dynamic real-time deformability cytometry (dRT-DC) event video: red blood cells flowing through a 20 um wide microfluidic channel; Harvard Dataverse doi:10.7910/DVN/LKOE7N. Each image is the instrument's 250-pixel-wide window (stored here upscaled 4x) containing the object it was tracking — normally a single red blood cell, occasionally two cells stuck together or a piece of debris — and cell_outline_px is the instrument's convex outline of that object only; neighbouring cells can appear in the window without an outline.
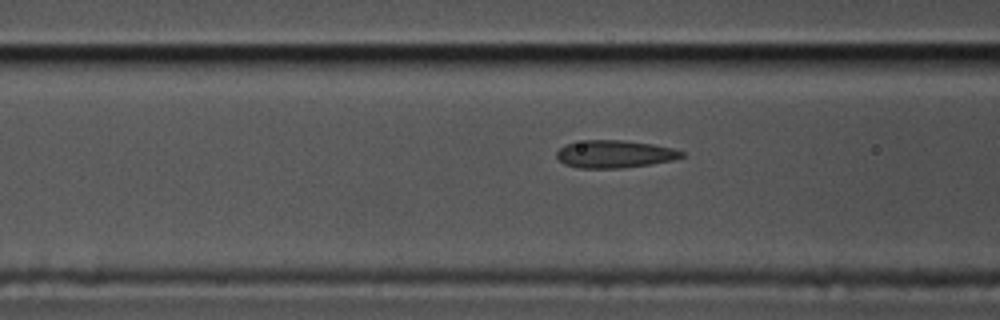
{"species": "common noctule bat (a hibernating species)", "species_latin": "Nyctalus noctula", "temperature_condition": "cold", "stored_images_in_passage": 41, "camera_frame_rate_fps": 3000, "um_per_image_px": 0.085, "animal": {"sex": "male", "body_mass_g": 17.5, "forearm_length_mm": 52.3}, "frame": {"image": 1, "passage_image": 8, "time_ms": 2.333, "image_size_px": [1000, 320], "cell_outline_px": [[684, 156], [672, 160], [648, 164], [620, 168], [580, 168], [564, 164], [556, 156], [556, 152], [564, 144], [584, 140], [624, 140], [652, 144], [672, 148], [684, 152]], "centroid_in_image_um": [52.21, 13.09], "position_along_channel_um": 114.4, "area_um2": 20.0}}
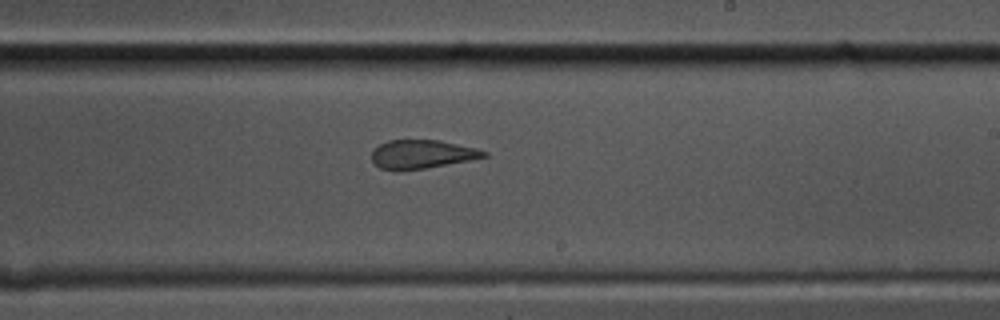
{"frame": {"image": 2, "passage_image": 20, "time_ms": 6.333, "image_size_px": [1000, 320], "cell_outline_px": [[488, 156], [468, 160], [424, 168], [400, 172], [380, 168], [372, 160], [372, 148], [388, 140], [440, 140], [476, 148], [488, 152]], "centroid_in_image_um": [35.82, 13.11], "position_along_channel_um": 253.2, "area_um2": 18.79}}
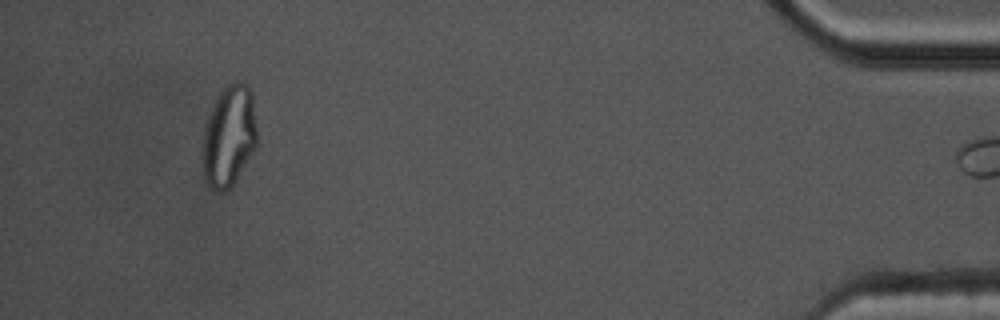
{"frame": {"image": 3, "passage_image": 40, "time_ms": 13.0, "image_size_px": [1000, 320], "cell_outline_px": [[256, 148], [232, 184], [224, 192], [216, 192], [204, 180], [200, 160], [200, 156], [204, 124], [212, 104], [216, 96], [228, 84], [236, 80], [240, 80], [248, 84], [252, 96], [256, 124]], "centroid_in_image_um": [19.41, 11.56], "position_along_channel_um": 415.8, "area_um2": 32.89}}